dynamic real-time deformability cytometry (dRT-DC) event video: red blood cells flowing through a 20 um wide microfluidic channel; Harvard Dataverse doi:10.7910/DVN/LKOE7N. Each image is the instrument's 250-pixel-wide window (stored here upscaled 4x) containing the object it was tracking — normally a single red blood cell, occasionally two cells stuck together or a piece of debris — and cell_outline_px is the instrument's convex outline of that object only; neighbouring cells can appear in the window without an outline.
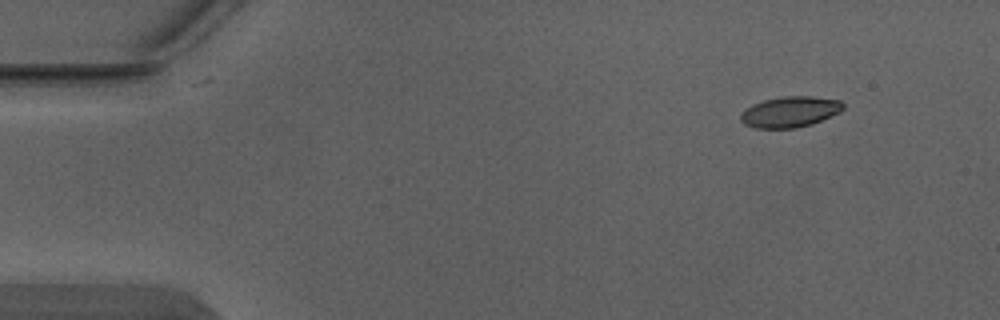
{"species": "Egyptian fruit bat (a non-hibernating species)", "species_latin": "Rousettus aegyptiacus", "temperature_condition": "warm", "stored_images_in_passage": 5, "camera_frame_rate_fps": 3000, "um_per_image_px": 0.085, "animal": {"sex": "male"}, "frame": {"image": 1, "passage_image": 1, "time_ms": 0.0, "image_size_px": [1000, 320], "cell_outline_px": [[844, 108], [840, 112], [812, 124], [796, 128], [756, 128], [744, 124], [740, 120], [740, 112], [752, 104], [764, 100], [784, 96], [812, 96], [840, 100], [844, 104]], "centroid_in_image_um": [67.14, 9.5], "position_along_channel_um": 17.9, "area_um2": 18.5}}